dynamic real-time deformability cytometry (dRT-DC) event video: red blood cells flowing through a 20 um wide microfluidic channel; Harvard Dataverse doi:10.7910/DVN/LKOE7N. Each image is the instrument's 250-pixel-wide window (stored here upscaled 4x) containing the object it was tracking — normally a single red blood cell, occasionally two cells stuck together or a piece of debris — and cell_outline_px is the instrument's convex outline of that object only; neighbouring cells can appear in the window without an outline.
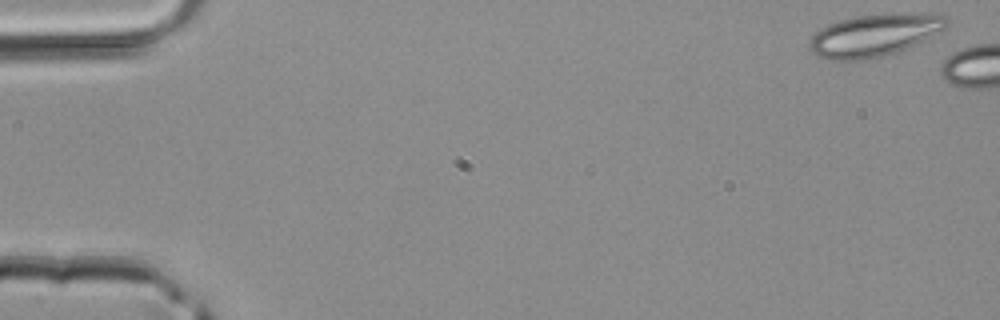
{"species": "common noctule bat (a hibernating species)", "species_latin": "Nyctalus noctula", "temperature_condition": "room temperature", "stored_images_in_passage": 4, "camera_frame_rate_fps": 3000, "um_per_image_px": 0.085, "animal": {"sex": "male", "body_mass_g": 20.4}, "frame": {"image": 1, "passage_image": 1, "time_ms": 0.0, "image_size_px": [1000, 320], "cell_outline_px": [[948, 24], [944, 28], [896, 52], [864, 60], [832, 60], [820, 56], [812, 52], [808, 48], [808, 44], [812, 36], [816, 32], [828, 24], [840, 20], [856, 16], [944, 16], [948, 20]], "centroid_in_image_um": [74.15, 3.05], "position_along_channel_um": 10.9, "area_um2": 31.79}}